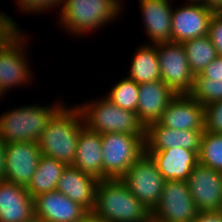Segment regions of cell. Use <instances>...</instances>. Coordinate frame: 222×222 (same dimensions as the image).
I'll list each match as a JSON object with an SVG mask.
<instances>
[{
  "label": "cell",
  "instance_id": "836d02e7",
  "mask_svg": "<svg viewBox=\"0 0 222 222\" xmlns=\"http://www.w3.org/2000/svg\"><path fill=\"white\" fill-rule=\"evenodd\" d=\"M192 222H222V210L198 212Z\"/></svg>",
  "mask_w": 222,
  "mask_h": 222
},
{
  "label": "cell",
  "instance_id": "d6986e66",
  "mask_svg": "<svg viewBox=\"0 0 222 222\" xmlns=\"http://www.w3.org/2000/svg\"><path fill=\"white\" fill-rule=\"evenodd\" d=\"M34 216V198L26 187L0 180V222H24Z\"/></svg>",
  "mask_w": 222,
  "mask_h": 222
},
{
  "label": "cell",
  "instance_id": "d6a6232c",
  "mask_svg": "<svg viewBox=\"0 0 222 222\" xmlns=\"http://www.w3.org/2000/svg\"><path fill=\"white\" fill-rule=\"evenodd\" d=\"M194 77H207L214 81L222 80V56H218L204 70Z\"/></svg>",
  "mask_w": 222,
  "mask_h": 222
},
{
  "label": "cell",
  "instance_id": "83f0119b",
  "mask_svg": "<svg viewBox=\"0 0 222 222\" xmlns=\"http://www.w3.org/2000/svg\"><path fill=\"white\" fill-rule=\"evenodd\" d=\"M189 95L206 106L222 100V80L214 81L207 77H194V84Z\"/></svg>",
  "mask_w": 222,
  "mask_h": 222
},
{
  "label": "cell",
  "instance_id": "f1b7e54d",
  "mask_svg": "<svg viewBox=\"0 0 222 222\" xmlns=\"http://www.w3.org/2000/svg\"><path fill=\"white\" fill-rule=\"evenodd\" d=\"M204 130L222 134V100L204 106Z\"/></svg>",
  "mask_w": 222,
  "mask_h": 222
},
{
  "label": "cell",
  "instance_id": "484cf974",
  "mask_svg": "<svg viewBox=\"0 0 222 222\" xmlns=\"http://www.w3.org/2000/svg\"><path fill=\"white\" fill-rule=\"evenodd\" d=\"M105 97L113 104L132 112L137 111L139 100V84L128 77L122 78L111 88Z\"/></svg>",
  "mask_w": 222,
  "mask_h": 222
},
{
  "label": "cell",
  "instance_id": "d590c367",
  "mask_svg": "<svg viewBox=\"0 0 222 222\" xmlns=\"http://www.w3.org/2000/svg\"><path fill=\"white\" fill-rule=\"evenodd\" d=\"M205 5L215 11H218L222 6V0H205Z\"/></svg>",
  "mask_w": 222,
  "mask_h": 222
},
{
  "label": "cell",
  "instance_id": "9a60e30c",
  "mask_svg": "<svg viewBox=\"0 0 222 222\" xmlns=\"http://www.w3.org/2000/svg\"><path fill=\"white\" fill-rule=\"evenodd\" d=\"M35 216L46 222H77L89 212L63 193L45 192L34 197Z\"/></svg>",
  "mask_w": 222,
  "mask_h": 222
},
{
  "label": "cell",
  "instance_id": "4fadbf2b",
  "mask_svg": "<svg viewBox=\"0 0 222 222\" xmlns=\"http://www.w3.org/2000/svg\"><path fill=\"white\" fill-rule=\"evenodd\" d=\"M41 155L37 142L7 143L4 180L27 187L36 172Z\"/></svg>",
  "mask_w": 222,
  "mask_h": 222
},
{
  "label": "cell",
  "instance_id": "ffe728a7",
  "mask_svg": "<svg viewBox=\"0 0 222 222\" xmlns=\"http://www.w3.org/2000/svg\"><path fill=\"white\" fill-rule=\"evenodd\" d=\"M156 162L166 181H186L193 168L199 163L198 152L181 147L161 151H145Z\"/></svg>",
  "mask_w": 222,
  "mask_h": 222
},
{
  "label": "cell",
  "instance_id": "44dd1931",
  "mask_svg": "<svg viewBox=\"0 0 222 222\" xmlns=\"http://www.w3.org/2000/svg\"><path fill=\"white\" fill-rule=\"evenodd\" d=\"M98 181L88 173L73 166H66L59 178L56 190L92 213Z\"/></svg>",
  "mask_w": 222,
  "mask_h": 222
},
{
  "label": "cell",
  "instance_id": "8fae6325",
  "mask_svg": "<svg viewBox=\"0 0 222 222\" xmlns=\"http://www.w3.org/2000/svg\"><path fill=\"white\" fill-rule=\"evenodd\" d=\"M186 181L198 212L222 210V172L198 163Z\"/></svg>",
  "mask_w": 222,
  "mask_h": 222
},
{
  "label": "cell",
  "instance_id": "4dcf8cb0",
  "mask_svg": "<svg viewBox=\"0 0 222 222\" xmlns=\"http://www.w3.org/2000/svg\"><path fill=\"white\" fill-rule=\"evenodd\" d=\"M208 36L218 56H222V15L215 11L209 24Z\"/></svg>",
  "mask_w": 222,
  "mask_h": 222
},
{
  "label": "cell",
  "instance_id": "e575fe53",
  "mask_svg": "<svg viewBox=\"0 0 222 222\" xmlns=\"http://www.w3.org/2000/svg\"><path fill=\"white\" fill-rule=\"evenodd\" d=\"M6 143L0 139V180L5 179Z\"/></svg>",
  "mask_w": 222,
  "mask_h": 222
},
{
  "label": "cell",
  "instance_id": "74e56055",
  "mask_svg": "<svg viewBox=\"0 0 222 222\" xmlns=\"http://www.w3.org/2000/svg\"><path fill=\"white\" fill-rule=\"evenodd\" d=\"M24 222H46V221L34 216L32 219H29L28 221H24Z\"/></svg>",
  "mask_w": 222,
  "mask_h": 222
},
{
  "label": "cell",
  "instance_id": "5bb4252c",
  "mask_svg": "<svg viewBox=\"0 0 222 222\" xmlns=\"http://www.w3.org/2000/svg\"><path fill=\"white\" fill-rule=\"evenodd\" d=\"M204 106L189 94H177L158 123L174 130H204Z\"/></svg>",
  "mask_w": 222,
  "mask_h": 222
},
{
  "label": "cell",
  "instance_id": "603a6c76",
  "mask_svg": "<svg viewBox=\"0 0 222 222\" xmlns=\"http://www.w3.org/2000/svg\"><path fill=\"white\" fill-rule=\"evenodd\" d=\"M126 77L138 84L161 80L156 44L146 43L138 47Z\"/></svg>",
  "mask_w": 222,
  "mask_h": 222
},
{
  "label": "cell",
  "instance_id": "ab89813d",
  "mask_svg": "<svg viewBox=\"0 0 222 222\" xmlns=\"http://www.w3.org/2000/svg\"><path fill=\"white\" fill-rule=\"evenodd\" d=\"M218 12L222 15V6H221L220 9L218 10Z\"/></svg>",
  "mask_w": 222,
  "mask_h": 222
},
{
  "label": "cell",
  "instance_id": "1f68e13d",
  "mask_svg": "<svg viewBox=\"0 0 222 222\" xmlns=\"http://www.w3.org/2000/svg\"><path fill=\"white\" fill-rule=\"evenodd\" d=\"M10 15L0 11V41L4 44L9 42L21 29Z\"/></svg>",
  "mask_w": 222,
  "mask_h": 222
},
{
  "label": "cell",
  "instance_id": "ac0fdd59",
  "mask_svg": "<svg viewBox=\"0 0 222 222\" xmlns=\"http://www.w3.org/2000/svg\"><path fill=\"white\" fill-rule=\"evenodd\" d=\"M176 95L162 80L139 84L136 114L141 124L146 128L158 122Z\"/></svg>",
  "mask_w": 222,
  "mask_h": 222
},
{
  "label": "cell",
  "instance_id": "2e32d148",
  "mask_svg": "<svg viewBox=\"0 0 222 222\" xmlns=\"http://www.w3.org/2000/svg\"><path fill=\"white\" fill-rule=\"evenodd\" d=\"M204 130H174L158 122L145 128V151H161L168 148H184L200 152Z\"/></svg>",
  "mask_w": 222,
  "mask_h": 222
},
{
  "label": "cell",
  "instance_id": "ba28073f",
  "mask_svg": "<svg viewBox=\"0 0 222 222\" xmlns=\"http://www.w3.org/2000/svg\"><path fill=\"white\" fill-rule=\"evenodd\" d=\"M22 32L25 31H20L0 47V90L5 95L9 93V89L22 87L21 85L29 84L33 79L32 69L29 67L31 65H28V50L25 48L29 37Z\"/></svg>",
  "mask_w": 222,
  "mask_h": 222
},
{
  "label": "cell",
  "instance_id": "6da1fadb",
  "mask_svg": "<svg viewBox=\"0 0 222 222\" xmlns=\"http://www.w3.org/2000/svg\"><path fill=\"white\" fill-rule=\"evenodd\" d=\"M92 214L102 222H151V212L121 179L98 181Z\"/></svg>",
  "mask_w": 222,
  "mask_h": 222
},
{
  "label": "cell",
  "instance_id": "8992f818",
  "mask_svg": "<svg viewBox=\"0 0 222 222\" xmlns=\"http://www.w3.org/2000/svg\"><path fill=\"white\" fill-rule=\"evenodd\" d=\"M145 135L101 134L103 179H121L145 152Z\"/></svg>",
  "mask_w": 222,
  "mask_h": 222
},
{
  "label": "cell",
  "instance_id": "7c38bea8",
  "mask_svg": "<svg viewBox=\"0 0 222 222\" xmlns=\"http://www.w3.org/2000/svg\"><path fill=\"white\" fill-rule=\"evenodd\" d=\"M215 10L204 4L187 3L172 9V42L183 43L208 35Z\"/></svg>",
  "mask_w": 222,
  "mask_h": 222
},
{
  "label": "cell",
  "instance_id": "7402d4cb",
  "mask_svg": "<svg viewBox=\"0 0 222 222\" xmlns=\"http://www.w3.org/2000/svg\"><path fill=\"white\" fill-rule=\"evenodd\" d=\"M73 167L103 180L101 134L84 126L79 134Z\"/></svg>",
  "mask_w": 222,
  "mask_h": 222
},
{
  "label": "cell",
  "instance_id": "f35d334b",
  "mask_svg": "<svg viewBox=\"0 0 222 222\" xmlns=\"http://www.w3.org/2000/svg\"><path fill=\"white\" fill-rule=\"evenodd\" d=\"M187 3H197L205 5V0H187Z\"/></svg>",
  "mask_w": 222,
  "mask_h": 222
},
{
  "label": "cell",
  "instance_id": "cb8c5ba5",
  "mask_svg": "<svg viewBox=\"0 0 222 222\" xmlns=\"http://www.w3.org/2000/svg\"><path fill=\"white\" fill-rule=\"evenodd\" d=\"M66 165L54 158L41 155L36 172L26 190L32 198L39 194L55 191Z\"/></svg>",
  "mask_w": 222,
  "mask_h": 222
},
{
  "label": "cell",
  "instance_id": "30bf717a",
  "mask_svg": "<svg viewBox=\"0 0 222 222\" xmlns=\"http://www.w3.org/2000/svg\"><path fill=\"white\" fill-rule=\"evenodd\" d=\"M197 213L187 181L168 180L151 212V222H192Z\"/></svg>",
  "mask_w": 222,
  "mask_h": 222
},
{
  "label": "cell",
  "instance_id": "3957f363",
  "mask_svg": "<svg viewBox=\"0 0 222 222\" xmlns=\"http://www.w3.org/2000/svg\"><path fill=\"white\" fill-rule=\"evenodd\" d=\"M122 1L65 0L59 13V24L68 33L76 35L75 37L79 35L82 37L92 30L95 31L98 28L100 30L106 24L117 20L124 9Z\"/></svg>",
  "mask_w": 222,
  "mask_h": 222
},
{
  "label": "cell",
  "instance_id": "8d00e7d4",
  "mask_svg": "<svg viewBox=\"0 0 222 222\" xmlns=\"http://www.w3.org/2000/svg\"><path fill=\"white\" fill-rule=\"evenodd\" d=\"M77 222H102V221L97 219L92 213H89L83 219Z\"/></svg>",
  "mask_w": 222,
  "mask_h": 222
},
{
  "label": "cell",
  "instance_id": "277c9868",
  "mask_svg": "<svg viewBox=\"0 0 222 222\" xmlns=\"http://www.w3.org/2000/svg\"><path fill=\"white\" fill-rule=\"evenodd\" d=\"M63 105L62 101L51 106L31 104L0 114V139L6 144L37 142L51 118Z\"/></svg>",
  "mask_w": 222,
  "mask_h": 222
},
{
  "label": "cell",
  "instance_id": "9c48e42d",
  "mask_svg": "<svg viewBox=\"0 0 222 222\" xmlns=\"http://www.w3.org/2000/svg\"><path fill=\"white\" fill-rule=\"evenodd\" d=\"M161 80L176 94H189L194 84L184 46L178 42L156 44Z\"/></svg>",
  "mask_w": 222,
  "mask_h": 222
},
{
  "label": "cell",
  "instance_id": "52a82bcc",
  "mask_svg": "<svg viewBox=\"0 0 222 222\" xmlns=\"http://www.w3.org/2000/svg\"><path fill=\"white\" fill-rule=\"evenodd\" d=\"M131 193L150 211L159 204L165 179L156 162L145 152L121 178Z\"/></svg>",
  "mask_w": 222,
  "mask_h": 222
},
{
  "label": "cell",
  "instance_id": "d4e9b609",
  "mask_svg": "<svg viewBox=\"0 0 222 222\" xmlns=\"http://www.w3.org/2000/svg\"><path fill=\"white\" fill-rule=\"evenodd\" d=\"M182 45L190 71L194 76L201 73L208 64L218 57L216 48L208 35L185 41Z\"/></svg>",
  "mask_w": 222,
  "mask_h": 222
},
{
  "label": "cell",
  "instance_id": "f546056e",
  "mask_svg": "<svg viewBox=\"0 0 222 222\" xmlns=\"http://www.w3.org/2000/svg\"><path fill=\"white\" fill-rule=\"evenodd\" d=\"M16 6H19L23 13H41L46 9L51 10V8H56L57 6L63 7L65 0H16Z\"/></svg>",
  "mask_w": 222,
  "mask_h": 222
},
{
  "label": "cell",
  "instance_id": "5b68a950",
  "mask_svg": "<svg viewBox=\"0 0 222 222\" xmlns=\"http://www.w3.org/2000/svg\"><path fill=\"white\" fill-rule=\"evenodd\" d=\"M104 98L77 104L83 115L85 126L100 134L125 133L145 135V127L139 121L137 114L113 104Z\"/></svg>",
  "mask_w": 222,
  "mask_h": 222
},
{
  "label": "cell",
  "instance_id": "7a4b0ae2",
  "mask_svg": "<svg viewBox=\"0 0 222 222\" xmlns=\"http://www.w3.org/2000/svg\"><path fill=\"white\" fill-rule=\"evenodd\" d=\"M85 126L82 112L76 106H63L49 121L37 141L41 154L72 166L81 129Z\"/></svg>",
  "mask_w": 222,
  "mask_h": 222
},
{
  "label": "cell",
  "instance_id": "60d3db41",
  "mask_svg": "<svg viewBox=\"0 0 222 222\" xmlns=\"http://www.w3.org/2000/svg\"><path fill=\"white\" fill-rule=\"evenodd\" d=\"M0 97L1 98L4 97V94L1 92V90H0Z\"/></svg>",
  "mask_w": 222,
  "mask_h": 222
},
{
  "label": "cell",
  "instance_id": "4316f807",
  "mask_svg": "<svg viewBox=\"0 0 222 222\" xmlns=\"http://www.w3.org/2000/svg\"><path fill=\"white\" fill-rule=\"evenodd\" d=\"M199 163L222 172V134L203 131Z\"/></svg>",
  "mask_w": 222,
  "mask_h": 222
},
{
  "label": "cell",
  "instance_id": "e0dca14e",
  "mask_svg": "<svg viewBox=\"0 0 222 222\" xmlns=\"http://www.w3.org/2000/svg\"><path fill=\"white\" fill-rule=\"evenodd\" d=\"M143 25L150 44L172 41L171 0H138Z\"/></svg>",
  "mask_w": 222,
  "mask_h": 222
}]
</instances>
